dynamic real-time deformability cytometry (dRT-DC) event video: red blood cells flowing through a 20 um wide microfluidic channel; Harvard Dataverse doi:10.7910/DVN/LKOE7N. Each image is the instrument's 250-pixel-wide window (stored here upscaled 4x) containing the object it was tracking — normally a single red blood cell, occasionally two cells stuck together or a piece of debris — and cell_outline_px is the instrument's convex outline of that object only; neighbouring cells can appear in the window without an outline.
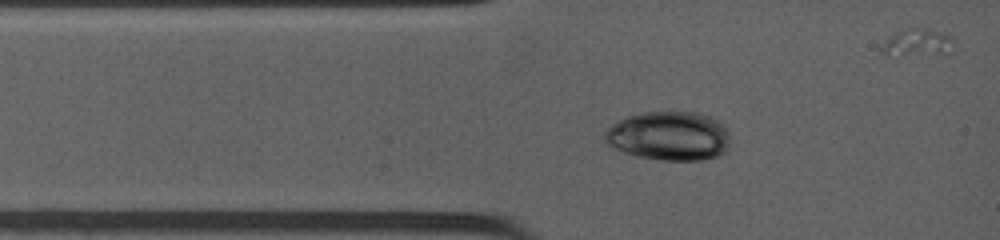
{"species": "common noctule bat (a hibernating species)", "species_latin": "Nyctalus noctula", "temperature_condition": "warm", "stored_images_in_passage": 3, "camera_frame_rate_fps": 4500, "um_per_image_px": 0.085, "animal": {"sex": "female", "body_mass_g": 19.0, "forearm_length_mm": 53.3}, "frame": {"image": 1, "passage_image": 2, "time_ms": 0.889, "image_size_px": [1000, 240], "cell_outline_px": [[728, 148], [720, 156], [700, 160], [660, 160], [640, 156], [624, 152], [612, 148], [604, 140], [604, 132], [612, 124], [628, 116], [644, 112], [696, 112], [708, 116], [724, 124], [728, 128]], "centroid_in_image_um": [56.87, 11.56], "position_along_channel_um": 28.1, "area_um2": 35.89}}